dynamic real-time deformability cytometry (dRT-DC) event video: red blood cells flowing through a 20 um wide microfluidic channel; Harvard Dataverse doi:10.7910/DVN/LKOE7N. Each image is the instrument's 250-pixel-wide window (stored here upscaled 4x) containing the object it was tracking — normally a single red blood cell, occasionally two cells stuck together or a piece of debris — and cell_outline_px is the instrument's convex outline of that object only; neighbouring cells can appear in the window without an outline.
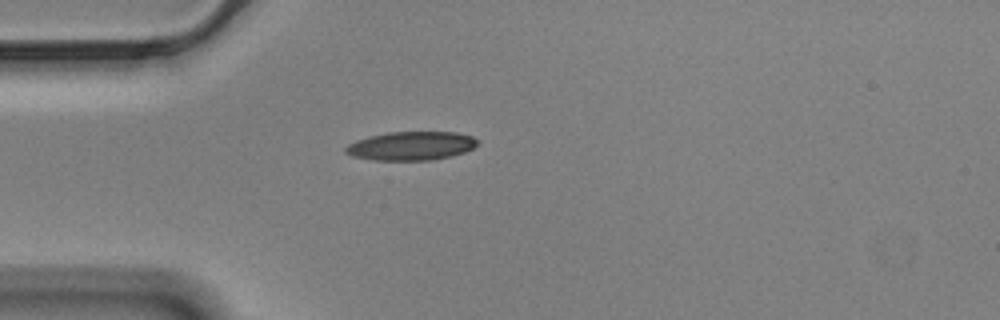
{"species": "Egyptian fruit bat (a non-hibernating species)", "species_latin": "Rousettus aegyptiacus", "temperature_condition": "cold", "stored_images_in_passage": 43, "camera_frame_rate_fps": 3000, "um_per_image_px": 0.085, "animal": {"sex": "male"}, "frame": {"image": 1, "passage_image": 1, "time_ms": 0.0, "image_size_px": [1000, 320], "cell_outline_px": [[476, 144], [472, 148], [464, 152], [452, 156], [432, 160], [376, 160], [352, 156], [344, 152], [344, 148], [348, 144], [356, 140], [388, 132], [456, 132], [472, 136], [476, 140]], "centroid_in_image_um": [34.92, 12.4], "position_along_channel_um": 50.1, "area_um2": 21.91}}
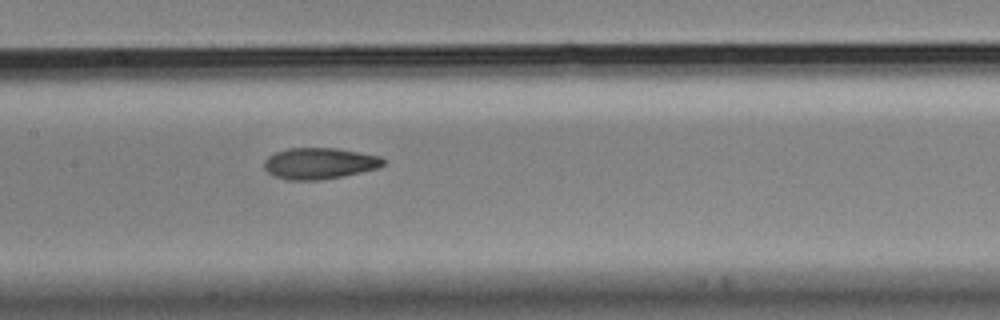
{"frame": {"image": 2, "passage_image": 13, "time_ms": 4.0, "image_size_px": [1000, 320], "cell_outline_px": [[384, 164], [380, 168], [344, 176], [320, 180], [288, 180], [272, 176], [264, 168], [264, 160], [268, 156], [276, 152], [288, 148], [336, 148], [380, 156], [384, 160]], "centroid_in_image_um": [27.14, 13.9], "position_along_channel_um": 180.3, "area_um2": 21.85}}
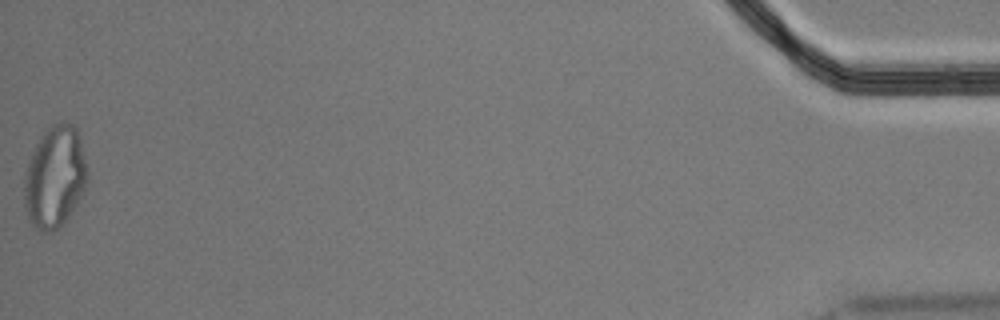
{"frame": {"image": 3, "passage_image": 43, "time_ms": 14.0, "image_size_px": [1000, 320], "cell_outline_px": [[88, 180], [84, 192], [68, 216], [56, 228], [44, 232], [32, 228], [28, 220], [24, 204], [24, 176], [28, 160], [40, 136], [52, 124], [72, 124], [76, 128], [80, 136], [88, 176]], "centroid_in_image_um": [4.64, 15.06], "position_along_channel_um": 430.6, "area_um2": 37.34}, "authors_computed_cell_mechanics": {"area_um2": 22.4264, "velocity_mm_per_s": 3.4798, "shape_relaxation_time_tau1_ms": 5.7248, "shape_relaxation_time_tau2_ms": 2.5601, "deformation_change_tau1": 0.1771, "deformation_change_tau2": 0.0844}}